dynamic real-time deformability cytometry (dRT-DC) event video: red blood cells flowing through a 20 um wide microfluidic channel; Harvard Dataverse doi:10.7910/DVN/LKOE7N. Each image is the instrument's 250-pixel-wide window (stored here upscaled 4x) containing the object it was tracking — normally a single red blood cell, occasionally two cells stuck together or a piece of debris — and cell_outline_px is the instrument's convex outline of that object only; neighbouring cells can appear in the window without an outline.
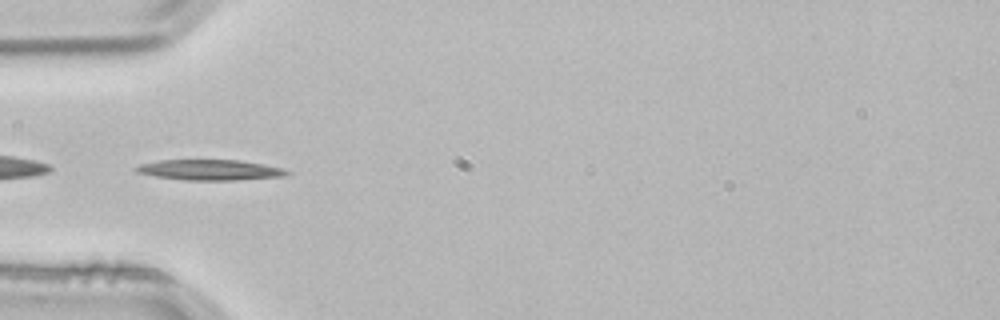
{"species": "common noctule bat (a hibernating species)", "species_latin": "Nyctalus noctula", "temperature_condition": "room temperature", "stored_images_in_passage": 3, "camera_frame_rate_fps": 3000, "um_per_image_px": 0.085, "animal": {"sex": "male", "body_mass_g": 21.5, "forearm_length_mm": 52.0}, "frame": {"image": 1, "passage_image": 3, "time_ms": 0.667, "image_size_px": [1000, 320], "cell_outline_px": [[292, 172], [280, 176], [236, 180], [188, 180], [156, 176], [136, 172], [132, 168], [140, 164], [160, 160], [240, 160], [264, 164], [284, 168]], "centroid_in_image_um": [17.83, 14.43], "position_along_channel_um": 67.2, "area_um2": 17.92}}